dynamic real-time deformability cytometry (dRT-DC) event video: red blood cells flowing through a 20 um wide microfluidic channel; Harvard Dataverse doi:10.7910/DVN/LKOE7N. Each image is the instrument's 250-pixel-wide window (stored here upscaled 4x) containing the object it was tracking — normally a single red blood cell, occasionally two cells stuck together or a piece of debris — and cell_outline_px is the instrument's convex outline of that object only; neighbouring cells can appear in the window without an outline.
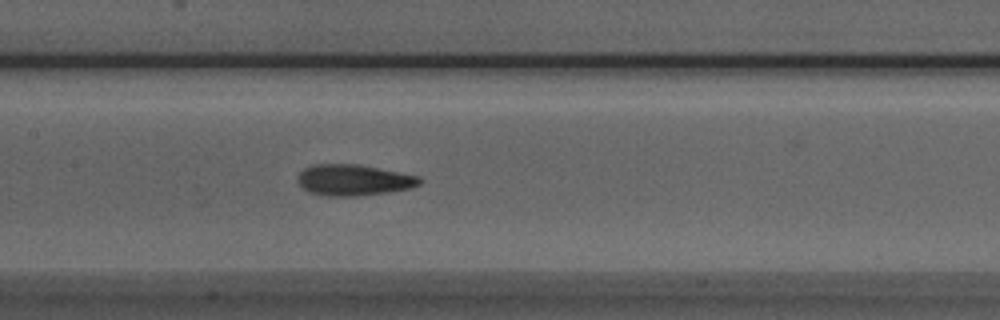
{"species": "Egyptian fruit bat (a non-hibernating species)", "species_latin": "Rousettus aegyptiacus", "temperature_condition": "room temperature", "stored_images_in_passage": 21, "camera_frame_rate_fps": 3000, "um_per_image_px": 0.085, "animal": {"sex": "male"}, "frame": {"image": 1, "passage_image": 15, "time_ms": 4.667, "image_size_px": [1000, 320], "cell_outline_px": [[424, 180], [420, 184], [408, 188], [388, 192], [360, 196], [320, 196], [308, 192], [300, 184], [300, 172], [304, 168], [312, 164], [356, 164], [420, 176]], "centroid_in_image_um": [30.07, 15.31], "position_along_channel_um": 177.3, "area_um2": 22.02}}
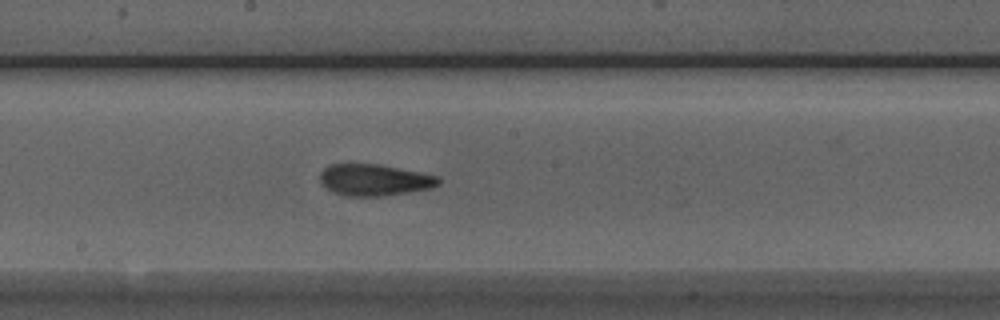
{"frame": {"image": 2, "passage_image": 18, "time_ms": 5.667, "image_size_px": [1000, 320], "cell_outline_px": [[440, 184], [432, 188], [408, 192], [380, 196], [344, 196], [332, 192], [320, 184], [320, 172], [328, 164], [376, 164], [420, 172], [440, 176]], "centroid_in_image_um": [31.8, 15.3], "position_along_channel_um": 216.4, "area_um2": 21.91}}